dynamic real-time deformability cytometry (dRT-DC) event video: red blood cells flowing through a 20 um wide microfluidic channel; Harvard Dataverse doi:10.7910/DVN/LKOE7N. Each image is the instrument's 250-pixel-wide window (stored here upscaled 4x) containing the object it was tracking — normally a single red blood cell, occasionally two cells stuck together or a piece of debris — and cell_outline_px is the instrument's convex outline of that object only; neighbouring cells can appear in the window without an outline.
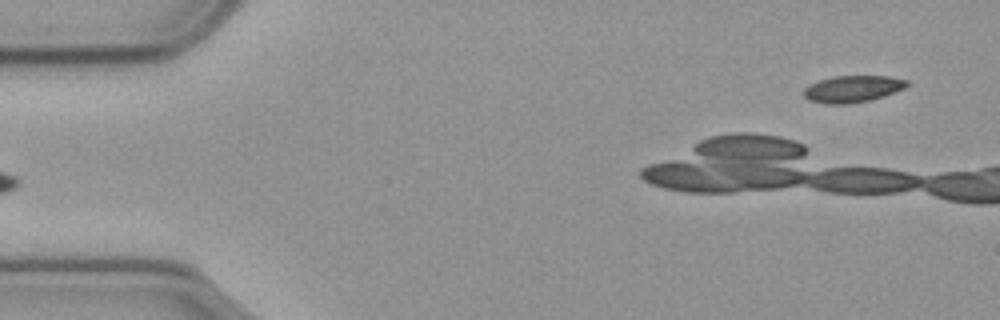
{"species": "common noctule bat (a hibernating species)", "species_latin": "Nyctalus noctula", "temperature_condition": "cold", "stored_images_in_passage": 7, "camera_frame_rate_fps": 3000, "um_per_image_px": 0.085, "animal": {"sex": "male", "body_mass_g": 23.1, "forearm_length_mm": 52.7}, "frame": {"image": 1, "passage_image": 1, "time_ms": 0.0, "image_size_px": [1000, 320], "cell_outline_px": [[908, 84], [904, 88], [884, 96], [868, 100], [844, 104], [828, 104], [808, 100], [804, 96], [804, 88], [820, 80], [836, 76], [888, 76], [908, 80]], "centroid_in_image_um": [72.47, 7.55], "position_along_channel_um": 12.5, "area_um2": 15.84}}